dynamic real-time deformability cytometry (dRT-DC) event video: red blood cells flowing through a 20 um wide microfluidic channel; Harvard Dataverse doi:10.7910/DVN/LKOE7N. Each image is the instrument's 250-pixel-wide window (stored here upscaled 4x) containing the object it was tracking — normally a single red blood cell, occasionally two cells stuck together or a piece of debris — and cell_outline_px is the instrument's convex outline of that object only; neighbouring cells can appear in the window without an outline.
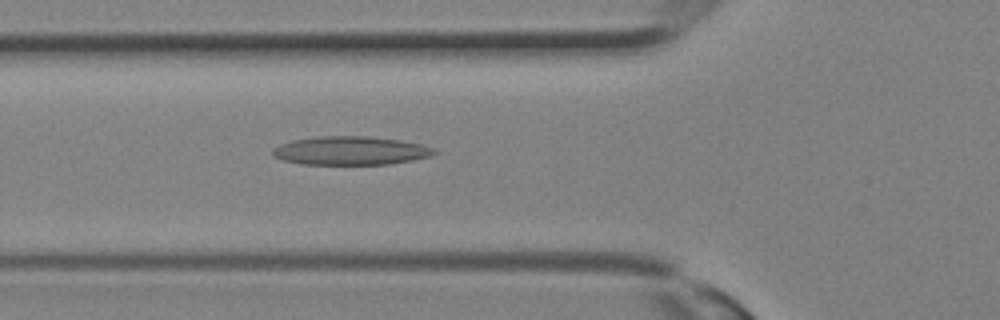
{"species": "Egyptian fruit bat (a non-hibernating species)", "species_latin": "Rousettus aegyptiacus", "temperature_condition": "room temperature", "stored_images_in_passage": 10, "camera_frame_rate_fps": 3000, "um_per_image_px": 0.085, "animal": {"sex": "female"}, "frame": {"image": 1, "passage_image": 10, "time_ms": 3.0, "image_size_px": [1000, 320], "cell_outline_px": [[440, 152], [432, 156], [412, 160], [388, 164], [304, 164], [284, 160], [272, 156], [272, 148], [280, 144], [292, 140], [316, 136], [368, 136], [400, 140], [420, 144], [432, 148]], "centroid_in_image_um": [29.79, 12.8], "position_along_channel_um": 96.0, "area_um2": 26.93}}